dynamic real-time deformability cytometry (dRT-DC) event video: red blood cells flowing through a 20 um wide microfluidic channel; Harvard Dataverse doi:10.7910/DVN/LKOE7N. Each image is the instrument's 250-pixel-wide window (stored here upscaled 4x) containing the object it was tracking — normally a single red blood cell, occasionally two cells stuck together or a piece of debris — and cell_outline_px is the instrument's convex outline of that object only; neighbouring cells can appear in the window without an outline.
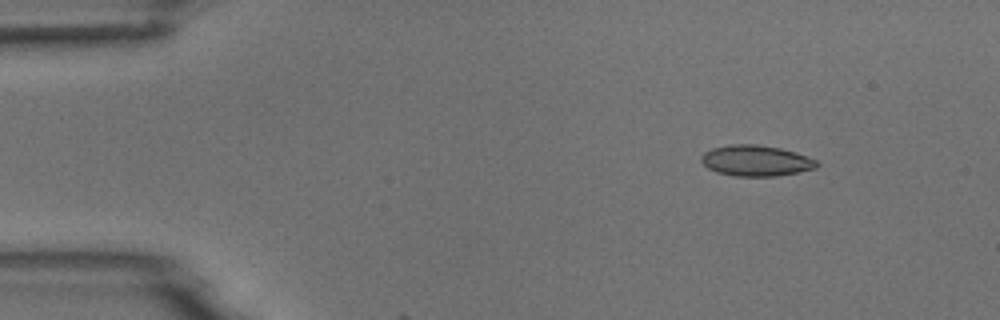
{"species": "common noctule bat (a hibernating species)", "species_latin": "Nyctalus noctula", "temperature_condition": "room temperature", "stored_images_in_passage": 3, "camera_frame_rate_fps": 3000, "um_per_image_px": 0.085, "animal": {"sex": "male", "body_mass_g": 18.8}, "frame": {"image": 1, "passage_image": 1, "time_ms": 0.0, "image_size_px": [1000, 320], "cell_outline_px": [[820, 164], [816, 168], [776, 176], [736, 176], [716, 172], [708, 168], [700, 160], [700, 156], [704, 152], [712, 148], [728, 144], [760, 144], [780, 148], [796, 152], [816, 160]], "centroid_in_image_um": [64.23, 13.64], "position_along_channel_um": 20.8, "area_um2": 20.87}}